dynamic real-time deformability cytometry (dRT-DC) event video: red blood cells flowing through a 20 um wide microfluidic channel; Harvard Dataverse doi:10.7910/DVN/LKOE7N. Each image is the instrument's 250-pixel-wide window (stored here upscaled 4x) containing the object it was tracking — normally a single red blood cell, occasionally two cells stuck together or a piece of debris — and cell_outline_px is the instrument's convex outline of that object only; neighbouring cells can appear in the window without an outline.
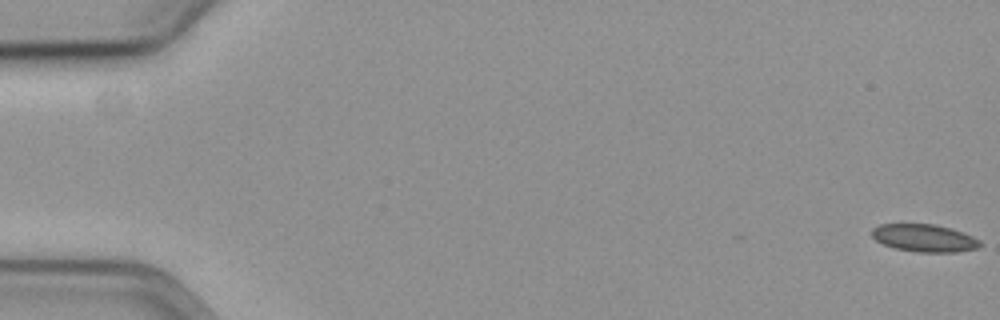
{"species": "common noctule bat (a hibernating species)", "species_latin": "Nyctalus noctula", "temperature_condition": "cold", "stored_images_in_passage": 59, "camera_frame_rate_fps": 3000, "um_per_image_px": 0.085, "animal": {"sex": "female", "body_mass_g": 19.3, "forearm_length_mm": 54.1}, "frame": {"image": 1, "passage_image": 1, "time_ms": 0.0, "image_size_px": [1000, 320], "cell_outline_px": [[980, 244], [976, 248], [956, 252], [920, 252], [896, 248], [884, 244], [876, 240], [872, 236], [872, 228], [880, 224], [936, 224], [952, 228], [964, 232], [980, 240]], "centroid_in_image_um": [78.57, 20.22], "position_along_channel_um": 6.4, "area_um2": 17.28}}
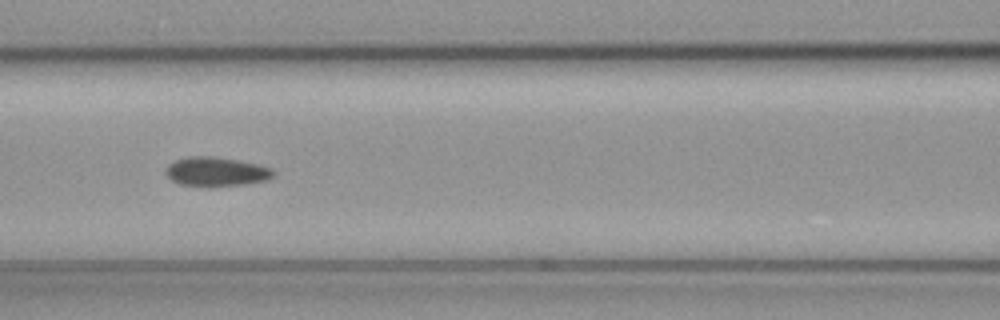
{"frame": {"image": 2, "passage_image": 27, "time_ms": 8.667, "image_size_px": [1000, 320], "cell_outline_px": [[276, 172], [268, 180], [244, 184], [208, 188], [180, 184], [172, 180], [164, 172], [168, 164], [176, 160], [188, 156], [212, 156], [236, 160], [256, 164], [272, 168]], "centroid_in_image_um": [18.36, 14.61], "position_along_channel_um": 148.2, "area_um2": 18.55}}
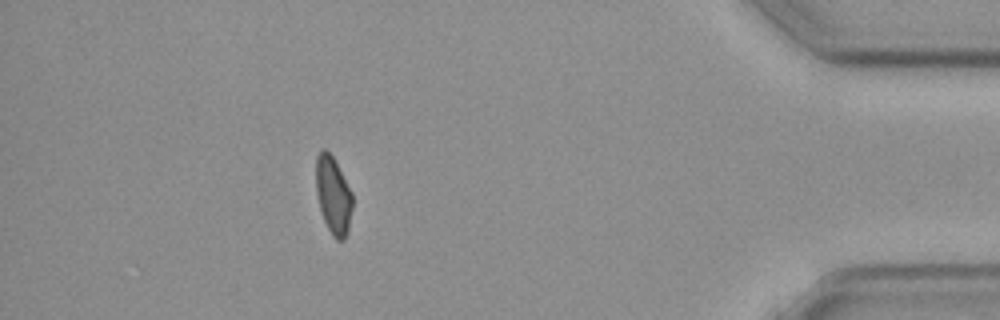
{"frame": {"image": 3, "passage_image": 53, "time_ms": 17.333, "image_size_px": [1000, 320], "cell_outline_px": [[352, 208], [348, 232], [344, 240], [336, 240], [332, 236], [324, 220], [320, 208], [316, 192], [316, 156], [324, 148], [336, 160], [352, 192]], "centroid_in_image_um": [28.33, 16.6], "position_along_channel_um": 406.9, "area_um2": 16.59}, "authors_computed_cell_mechanics": {"area_um2": 17.7446, "velocity_mm_per_s": 3.5922, "shape_relaxation_time_tau1_ms": null, "shape_relaxation_time_tau2_ms": 9.1744, "deformation_change_tau1": null, "deformation_change_tau2": 0.1128}}